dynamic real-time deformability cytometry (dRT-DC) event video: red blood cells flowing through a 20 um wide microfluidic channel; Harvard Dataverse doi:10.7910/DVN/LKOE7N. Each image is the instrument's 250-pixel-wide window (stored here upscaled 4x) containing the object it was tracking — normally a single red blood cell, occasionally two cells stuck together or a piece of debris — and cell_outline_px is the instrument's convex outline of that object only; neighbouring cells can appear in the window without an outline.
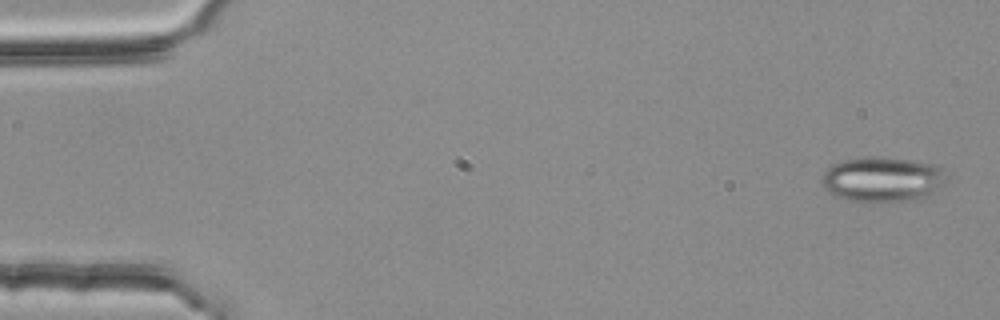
{"species": "common noctule bat (a hibernating species)", "species_latin": "Nyctalus noctula", "temperature_condition": "room temperature", "stored_images_in_passage": 3, "camera_frame_rate_fps": 3000, "um_per_image_px": 0.085, "animal": {"sex": "female", "body_mass_g": 25.1}, "frame": {"image": 1, "passage_image": 1, "time_ms": 0.0, "image_size_px": [1000, 320], "cell_outline_px": [[944, 184], [928, 196], [920, 200], [848, 200], [836, 196], [828, 192], [824, 188], [820, 180], [824, 172], [832, 164], [844, 160], [860, 156], [884, 156], [936, 164], [944, 172]], "centroid_in_image_um": [74.99, 15.21], "position_along_channel_um": 10.0, "area_um2": 32.66}}